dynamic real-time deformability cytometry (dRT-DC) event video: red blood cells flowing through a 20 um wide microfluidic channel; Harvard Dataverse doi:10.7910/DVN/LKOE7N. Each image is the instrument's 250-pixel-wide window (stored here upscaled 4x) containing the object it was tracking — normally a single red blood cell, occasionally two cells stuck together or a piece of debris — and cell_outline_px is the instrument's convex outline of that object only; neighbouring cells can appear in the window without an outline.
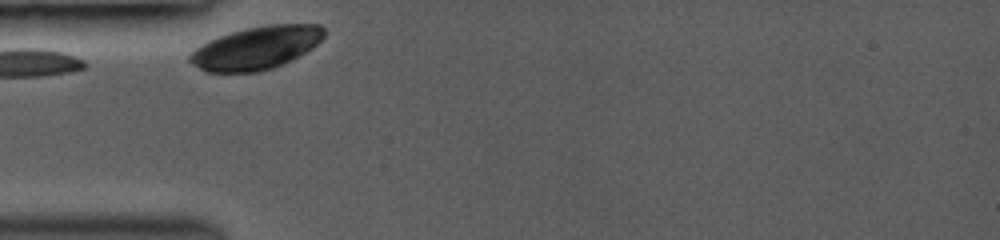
{"species": "common noctule bat (a hibernating species)", "species_latin": "Nyctalus noctula", "temperature_condition": "room temperature", "stored_images_in_passage": 12, "camera_frame_rate_fps": 3000, "um_per_image_px": 0.085, "animal": {"sex": "female", "body_mass_g": 19.0, "forearm_length_mm": 53.3}, "frame": {"image": 1, "passage_image": 1, "time_ms": 0.0, "image_size_px": [1000, 240], "cell_outline_px": [[324, 36], [312, 48], [284, 64], [260, 72], [208, 72], [192, 64], [188, 60], [188, 56], [196, 48], [220, 36], [232, 32], [248, 28], [268, 24], [320, 24], [324, 28]], "centroid_in_image_um": [21.81, 4.07], "position_along_channel_um": 63.2, "area_um2": 33.23}}